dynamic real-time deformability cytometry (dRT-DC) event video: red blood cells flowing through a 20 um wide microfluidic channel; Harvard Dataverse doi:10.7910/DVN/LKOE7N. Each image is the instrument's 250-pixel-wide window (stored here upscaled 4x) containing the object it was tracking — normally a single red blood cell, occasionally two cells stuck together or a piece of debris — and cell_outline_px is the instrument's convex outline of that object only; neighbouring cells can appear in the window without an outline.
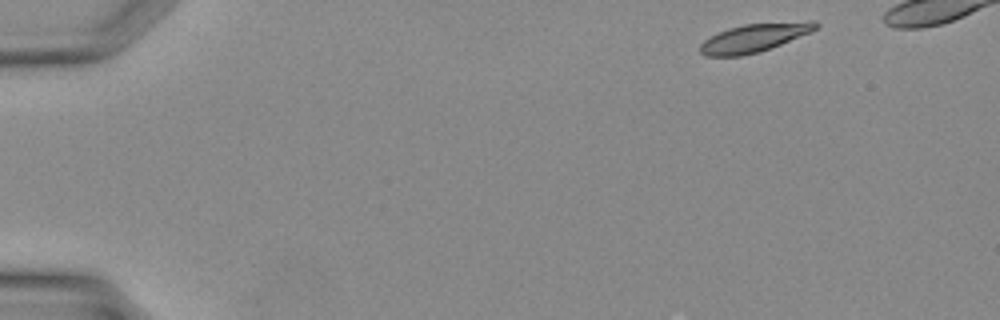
{"species": "Egyptian fruit bat (a non-hibernating species)", "species_latin": "Rousettus aegyptiacus", "temperature_condition": "warm", "stored_images_in_passage": 9, "camera_frame_rate_fps": 3000, "um_per_image_px": 0.085, "animal": {"sex": "female"}, "frame": {"image": 1, "passage_image": 1, "time_ms": 0.0, "image_size_px": [1000, 320], "cell_outline_px": [[820, 24], [812, 32], [760, 52], [740, 56], [704, 56], [700, 52], [700, 44], [704, 40], [728, 28], [744, 24], [808, 20], [816, 20]], "centroid_in_image_um": [64.17, 3.2], "position_along_channel_um": 20.8, "area_um2": 19.25}}